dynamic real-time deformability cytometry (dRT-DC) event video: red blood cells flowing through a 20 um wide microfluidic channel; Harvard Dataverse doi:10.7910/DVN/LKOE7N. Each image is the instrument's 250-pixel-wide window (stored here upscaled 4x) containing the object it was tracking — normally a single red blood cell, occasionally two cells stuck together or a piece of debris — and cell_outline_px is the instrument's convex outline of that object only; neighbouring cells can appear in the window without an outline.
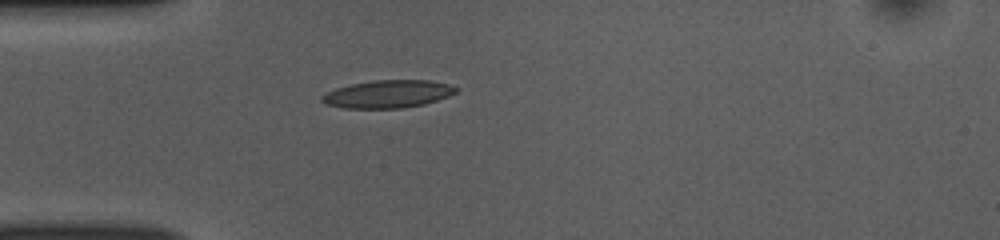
{"species": "common noctule bat (a hibernating species)", "species_latin": "Nyctalus noctula", "temperature_condition": "room temperature", "stored_images_in_passage": 38, "camera_frame_rate_fps": 3000, "um_per_image_px": 0.085, "animal": {"sex": "female", "body_mass_g": 10.0, "forearm_length_mm": 53.1}, "frame": {"image": 1, "passage_image": 1, "time_ms": 0.0, "image_size_px": [1000, 240], "cell_outline_px": [[460, 88], [456, 92], [448, 96], [424, 104], [400, 108], [344, 108], [324, 104], [320, 100], [320, 96], [336, 88], [352, 84], [372, 80], [432, 80], [448, 84]], "centroid_in_image_um": [32.96, 7.99], "position_along_channel_um": 52.0, "area_um2": 21.68}}
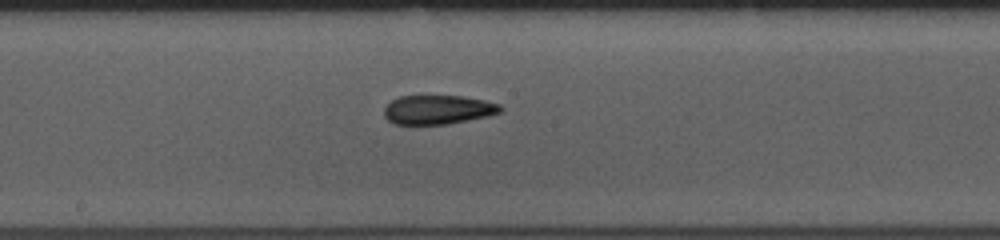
{"frame": {"image": 2, "passage_image": 14, "time_ms": 4.333, "image_size_px": [1000, 240], "cell_outline_px": [[504, 108], [500, 112], [488, 116], [448, 124], [396, 124], [388, 120], [384, 116], [384, 108], [392, 100], [400, 96], [460, 96], [484, 100], [500, 104]], "centroid_in_image_um": [37.24, 9.32], "position_along_channel_um": 211.0, "area_um2": 19.65}}
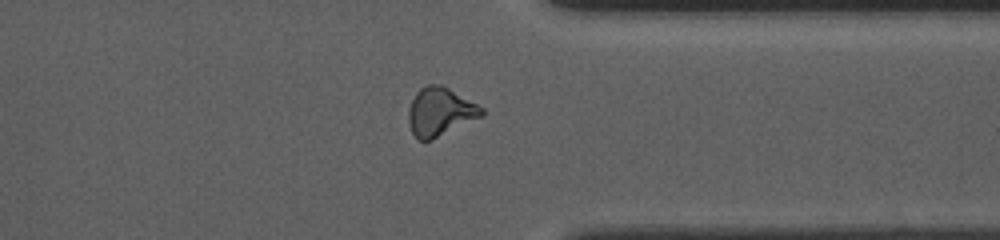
{"frame": {"image": 3, "passage_image": 27, "time_ms": 8.667, "image_size_px": [1000, 240], "cell_outline_px": [[484, 116], [432, 140], [420, 140], [412, 132], [408, 124], [408, 108], [416, 92], [420, 88], [428, 84], [440, 84], [448, 88], [484, 108]], "centroid_in_image_um": [37.41, 9.51], "position_along_channel_um": 374.0, "area_um2": 20.69}, "authors_computed_cell_mechanics": {"area_um2": 20.1144, "velocity_mm_per_s": 3.8451, "shape_relaxation_time_tau1_ms": null, "shape_relaxation_time_tau2_ms": 2.2356, "deformation_change_tau1": null, "deformation_change_tau2": 0.1036}}